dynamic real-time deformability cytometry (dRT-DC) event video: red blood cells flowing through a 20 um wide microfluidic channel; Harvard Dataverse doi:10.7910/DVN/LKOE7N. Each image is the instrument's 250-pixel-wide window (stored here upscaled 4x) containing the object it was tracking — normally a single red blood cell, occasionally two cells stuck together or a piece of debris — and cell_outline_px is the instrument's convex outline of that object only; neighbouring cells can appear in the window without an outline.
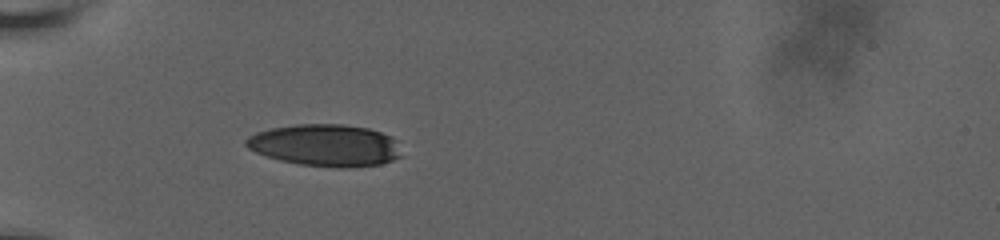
{"species": "human", "species_latin": "Homo sapiens", "temperature_condition": "room temperature", "stored_images_in_passage": 34, "camera_frame_rate_fps": 3000, "um_per_image_px": 0.085, "donor": {"sex": "male"}, "frame": {"image": 1, "passage_image": 1, "time_ms": 0.0, "image_size_px": [1000, 240], "cell_outline_px": [[404, 156], [380, 164], [348, 168], [336, 168], [300, 164], [280, 160], [264, 156], [248, 148], [244, 144], [244, 140], [248, 136], [256, 132], [272, 128], [296, 124], [344, 124], [368, 128], [392, 136], [396, 140]], "centroid_in_image_um": [27.67, 12.35], "position_along_channel_um": 57.3, "area_um2": 38.44}}
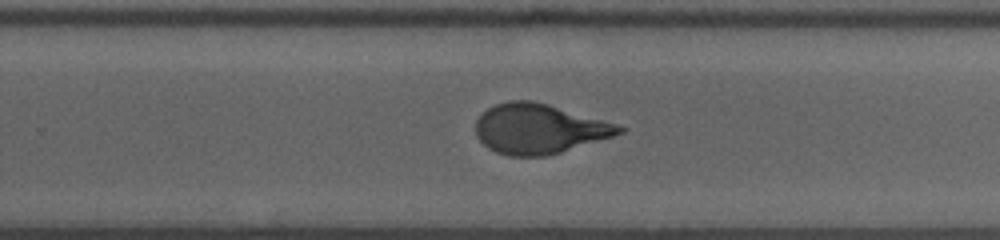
{"frame": {"image": 2, "passage_image": 18, "time_ms": 6.667, "image_size_px": [1000, 240], "cell_outline_px": [[628, 128], [624, 132], [612, 136], [548, 156], [508, 156], [496, 152], [488, 148], [476, 136], [476, 120], [488, 108], [496, 104], [508, 100], [532, 100], [548, 104], [616, 124]], "centroid_in_image_um": [45.8, 10.95], "position_along_channel_um": 284.0, "area_um2": 41.38}}
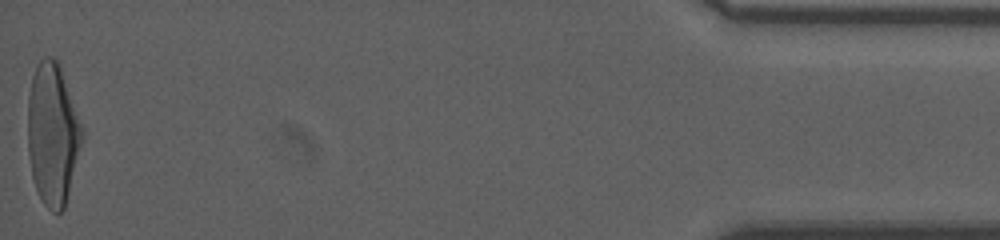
{"frame": {"image": 3, "passage_image": 34, "time_ms": 13.0, "image_size_px": [1000, 240], "cell_outline_px": [[84, 136], [64, 208], [60, 212], [52, 212], [44, 204], [36, 188], [32, 176], [28, 152], [28, 96], [32, 76], [40, 60], [44, 56], [52, 56], [56, 60], [60, 68], [84, 132]], "centroid_in_image_um": [4.46, 11.41], "position_along_channel_um": 430.7, "area_um2": 44.33}, "authors_computed_cell_mechanics": {"area_um2": 41.8183, "velocity_mm_per_s": 3.6611, "shape_relaxation_time_tau1_ms": 5.2164, "shape_relaxation_time_tau2_ms": 0.8013, "deformation_change_tau1": 0.2147, "deformation_change_tau2": 0.0716}}